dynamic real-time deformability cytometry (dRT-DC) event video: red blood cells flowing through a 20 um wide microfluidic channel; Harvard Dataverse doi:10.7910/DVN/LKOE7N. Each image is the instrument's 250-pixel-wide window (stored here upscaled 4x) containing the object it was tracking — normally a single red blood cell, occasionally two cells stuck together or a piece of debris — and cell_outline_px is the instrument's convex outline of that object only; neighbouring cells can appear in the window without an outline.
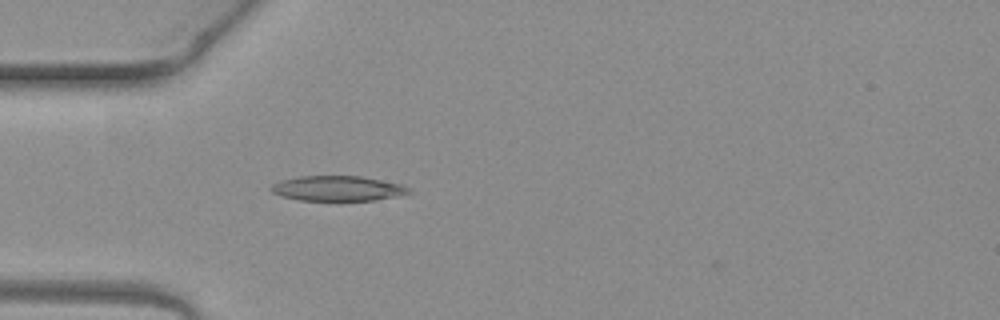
{"species": "common noctule bat (a hibernating species)", "species_latin": "Nyctalus noctula", "temperature_condition": "warm", "stored_images_in_passage": 4, "camera_frame_rate_fps": 3000, "um_per_image_px": 0.085, "animal": {"sex": "female", "body_mass_g": 19.3, "forearm_length_mm": 54.1}, "frame": {"image": 1, "passage_image": 4, "time_ms": 1.0, "image_size_px": [1000, 320], "cell_outline_px": [[412, 192], [396, 196], [376, 200], [300, 200], [284, 196], [272, 192], [268, 188], [272, 184], [280, 180], [300, 176], [360, 176], [404, 184]], "centroid_in_image_um": [28.7, 16.0], "position_along_channel_um": 56.3, "area_um2": 20.06}}